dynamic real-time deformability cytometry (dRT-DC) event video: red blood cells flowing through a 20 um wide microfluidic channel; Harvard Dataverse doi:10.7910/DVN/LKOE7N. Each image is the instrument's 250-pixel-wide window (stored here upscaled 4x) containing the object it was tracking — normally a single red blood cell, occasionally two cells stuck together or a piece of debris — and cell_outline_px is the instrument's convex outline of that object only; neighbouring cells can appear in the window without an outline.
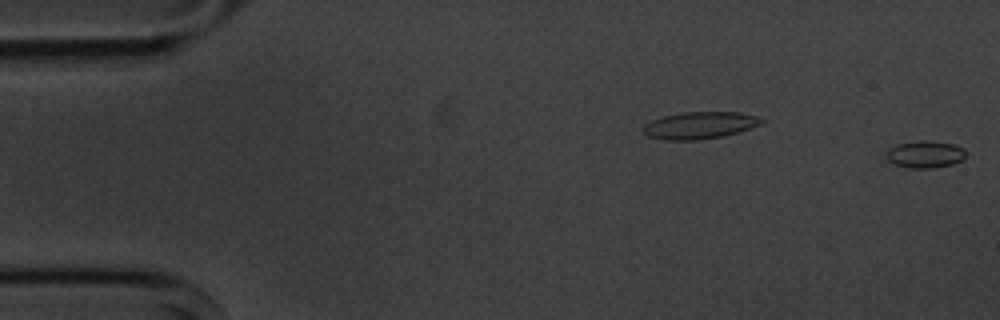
{"species": "common noctule bat (a hibernating species)", "species_latin": "Nyctalus noctula", "temperature_condition": "cold", "stored_images_in_passage": 3, "segment_of_instrument_passage": [2, 2], "camera_frame_rate_fps": 3000, "um_per_image_px": 0.085, "animal": {"sex": "male", "body_mass_g": 20.1, "forearm_length_mm": 53.5}, "frame": {"image": 1, "passage_image": 3, "time_ms": 2.333, "image_size_px": [1000, 320], "cell_outline_px": [[964, 156], [960, 160], [952, 164], [928, 168], [908, 168], [896, 164], [888, 160], [888, 148], [896, 144], [920, 140], [928, 140], [952, 144], [964, 148]], "centroid_in_image_um": [78.61, 13.1], "position_along_channel_um": 6.4, "area_um2": 12.31}}